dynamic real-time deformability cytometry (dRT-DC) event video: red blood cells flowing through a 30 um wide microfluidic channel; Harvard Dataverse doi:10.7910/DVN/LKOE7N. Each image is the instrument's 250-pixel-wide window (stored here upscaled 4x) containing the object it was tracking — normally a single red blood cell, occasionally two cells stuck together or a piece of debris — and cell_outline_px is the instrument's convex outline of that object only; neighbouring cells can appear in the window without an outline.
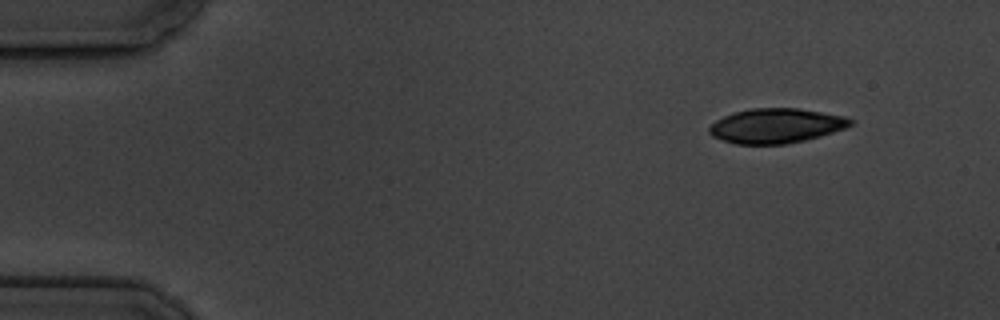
{"species": "common noctule bat (a hibernating species)", "species_latin": "Nyctalus noctula", "temperature_condition": "cold", "stored_images_in_passage": 4, "segment_of_instrument_passage": [1, 2], "camera_frame_rate_fps": 3000, "um_per_image_px": 0.085, "animal": {"sex": "male", "body_mass_g": 19.5, "forearm_length_mm": 54.6}, "frame": {"image": 1, "passage_image": 1, "time_ms": 0.0, "image_size_px": [1000, 320], "cell_outline_px": [[856, 120], [852, 124], [844, 128], [820, 136], [788, 144], [736, 144], [712, 136], [708, 132], [708, 128], [716, 120], [724, 116], [736, 112], [752, 108], [796, 108], [844, 116]], "centroid_in_image_um": [65.97, 10.69], "position_along_channel_um": 19.0, "area_um2": 28.32}}